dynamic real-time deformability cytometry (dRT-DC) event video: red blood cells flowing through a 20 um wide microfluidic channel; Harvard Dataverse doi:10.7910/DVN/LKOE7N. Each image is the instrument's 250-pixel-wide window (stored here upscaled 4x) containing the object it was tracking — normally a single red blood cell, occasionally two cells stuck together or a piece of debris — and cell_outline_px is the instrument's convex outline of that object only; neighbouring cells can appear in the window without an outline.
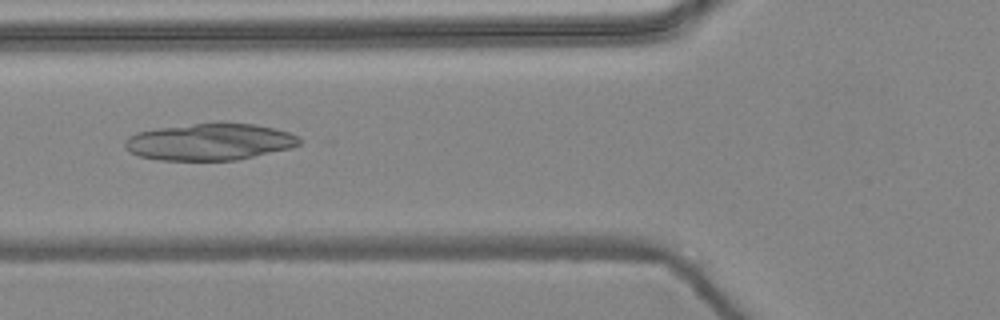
{"species": "common noctule bat (a hibernating species)", "species_latin": "Nyctalus noctula", "temperature_condition": "warm", "stored_images_in_passage": 7, "camera_frame_rate_fps": 3000, "um_per_image_px": 0.085, "animal": {"sex": "female", "body_mass_g": 24.6, "forearm_length_mm": 56.2}, "frame": {"image": 1, "passage_image": 6, "time_ms": 1.667, "image_size_px": [1000, 320], "cell_outline_px": [[300, 144], [292, 148], [236, 160], [160, 160], [140, 156], [128, 152], [124, 148], [124, 140], [128, 136], [136, 132], [160, 128], [220, 120], [256, 124], [276, 128], [288, 132], [296, 136], [300, 140]], "centroid_in_image_um": [17.82, 12.03], "position_along_channel_um": 108.0, "area_um2": 38.15}}
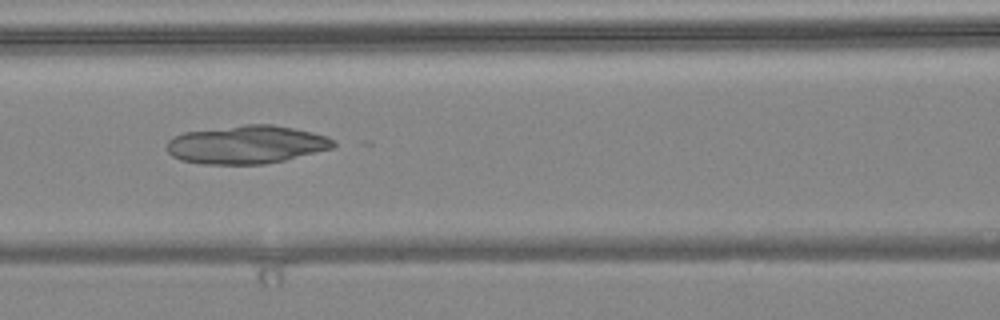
{"frame": {"image": 2, "passage_image": 7, "time_ms": 2.0, "image_size_px": [1000, 320], "cell_outline_px": [[336, 144], [332, 148], [284, 160], [264, 164], [204, 164], [180, 160], [172, 156], [168, 152], [168, 140], [184, 132], [244, 124], [272, 124], [312, 132], [328, 136], [336, 140]], "centroid_in_image_um": [20.97, 12.28], "position_along_channel_um": 145.6, "area_um2": 37.05}}